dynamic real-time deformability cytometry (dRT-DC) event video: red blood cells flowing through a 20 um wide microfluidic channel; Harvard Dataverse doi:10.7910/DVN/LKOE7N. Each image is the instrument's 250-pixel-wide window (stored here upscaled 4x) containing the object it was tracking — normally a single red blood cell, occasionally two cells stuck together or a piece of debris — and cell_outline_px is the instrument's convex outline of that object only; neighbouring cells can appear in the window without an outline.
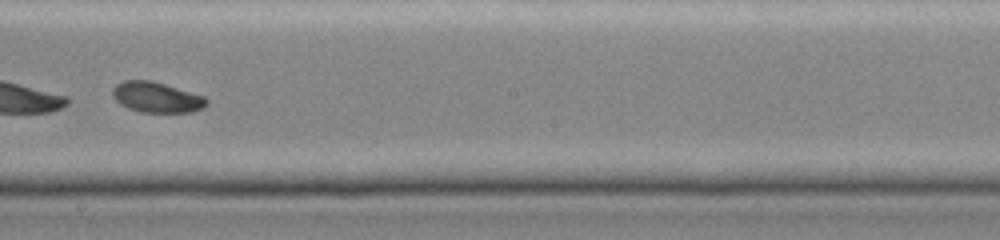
{"species": "common noctule bat (a hibernating species)", "species_latin": "Nyctalus noctula", "temperature_condition": "cold", "stored_images_in_passage": 43, "camera_frame_rate_fps": 3000, "um_per_image_px": 0.085, "animal": {"sex": "female", "body_mass_g": 19.0, "forearm_length_mm": 51.5}, "frame": {"image": 1, "passage_image": 28, "time_ms": 9.0, "image_size_px": [1000, 240], "cell_outline_px": [[208, 104], [204, 108], [192, 112], [140, 112], [128, 108], [120, 104], [112, 96], [112, 88], [116, 84], [124, 80], [152, 80], [204, 96], [208, 100]], "centroid_in_image_um": [13.31, 8.27], "position_along_channel_um": 234.9, "area_um2": 16.82}}
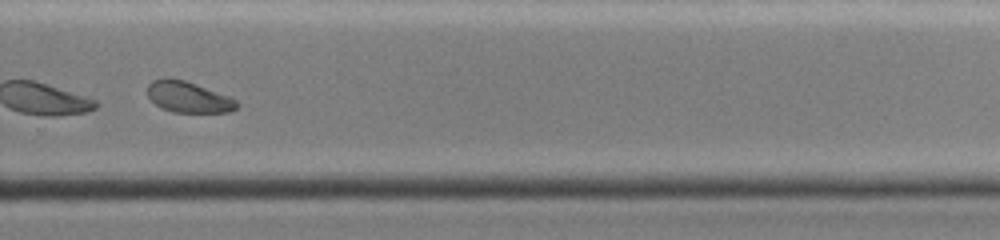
{"frame": {"image": 2, "passage_image": 34, "time_ms": 11.0, "image_size_px": [1000, 240], "cell_outline_px": [[240, 104], [236, 108], [228, 112], [172, 112], [160, 108], [148, 96], [148, 84], [152, 80], [164, 76], [168, 76], [184, 80], [196, 84], [228, 96], [236, 100]], "centroid_in_image_um": [15.97, 8.23], "position_along_channel_um": 313.8, "area_um2": 16.24}, "authors_computed_cell_mechanics": {"area_um2": 19.0162, "velocity_mm_per_s": 3.9346, "shape_relaxation_time_tau1_ms": 2.2092, "shape_relaxation_time_tau2_ms": null, "deformation_change_tau1": 0.1486, "deformation_change_tau2": null}}